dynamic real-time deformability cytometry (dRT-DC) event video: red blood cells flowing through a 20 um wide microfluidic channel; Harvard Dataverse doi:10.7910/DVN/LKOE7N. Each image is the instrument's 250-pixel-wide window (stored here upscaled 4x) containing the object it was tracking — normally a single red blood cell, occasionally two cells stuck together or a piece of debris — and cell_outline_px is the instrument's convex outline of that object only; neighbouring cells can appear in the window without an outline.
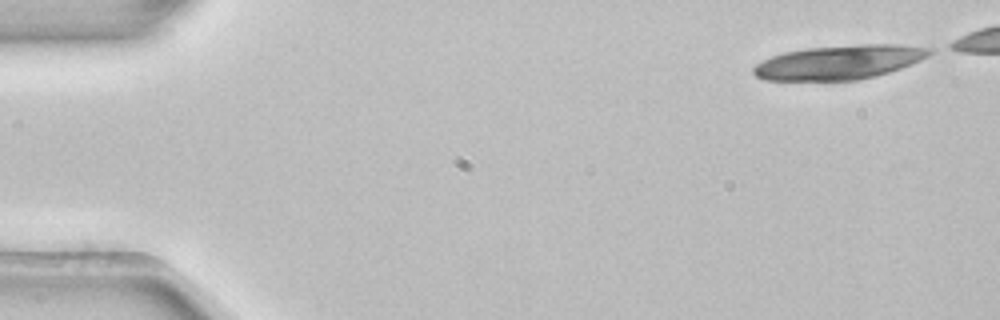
{"species": "common noctule bat (a hibernating species)", "species_latin": "Nyctalus noctula", "temperature_condition": "room temperature", "stored_images_in_passage": 5, "camera_frame_rate_fps": 3000, "um_per_image_px": 0.085, "animal": {"sex": "female", "body_mass_g": 22.7, "forearm_length_mm": 54.2}, "frame": {"image": 1, "passage_image": 1, "time_ms": 0.0, "image_size_px": [1000, 320], "cell_outline_px": [[932, 52], [928, 56], [920, 60], [900, 68], [876, 76], [856, 80], [764, 80], [756, 76], [752, 72], [752, 68], [756, 64], [772, 56], [784, 52], [804, 48], [860, 44], [900, 44], [932, 48]], "centroid_in_image_um": [71.33, 5.28], "position_along_channel_um": 13.7, "area_um2": 35.03}}